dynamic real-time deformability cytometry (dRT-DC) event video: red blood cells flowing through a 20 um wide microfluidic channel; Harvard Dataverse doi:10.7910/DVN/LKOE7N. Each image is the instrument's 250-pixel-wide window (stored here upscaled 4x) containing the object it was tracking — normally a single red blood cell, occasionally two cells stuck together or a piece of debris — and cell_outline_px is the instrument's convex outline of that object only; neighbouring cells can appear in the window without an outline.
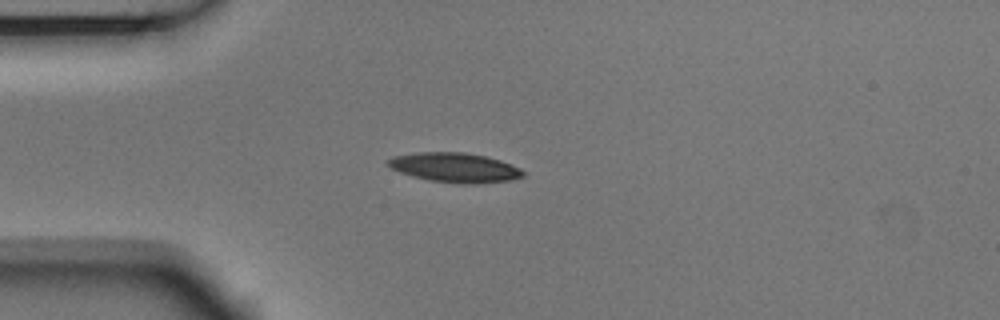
{"species": "Egyptian fruit bat (a non-hibernating species)", "species_latin": "Rousettus aegyptiacus", "temperature_condition": "room temperature", "stored_images_in_passage": 4, "camera_frame_rate_fps": 3000, "um_per_image_px": 0.085, "animal": {"sex": "male"}, "frame": {"image": 1, "passage_image": 4, "time_ms": 1.0, "image_size_px": [1000, 320], "cell_outline_px": [[524, 176], [512, 180], [476, 184], [460, 184], [432, 180], [412, 176], [400, 172], [392, 168], [388, 164], [388, 160], [392, 156], [416, 152], [464, 152], [484, 156], [500, 160], [512, 164], [520, 168], [524, 172]], "centroid_in_image_um": [38.69, 14.24], "position_along_channel_um": 46.3, "area_um2": 23.24}}